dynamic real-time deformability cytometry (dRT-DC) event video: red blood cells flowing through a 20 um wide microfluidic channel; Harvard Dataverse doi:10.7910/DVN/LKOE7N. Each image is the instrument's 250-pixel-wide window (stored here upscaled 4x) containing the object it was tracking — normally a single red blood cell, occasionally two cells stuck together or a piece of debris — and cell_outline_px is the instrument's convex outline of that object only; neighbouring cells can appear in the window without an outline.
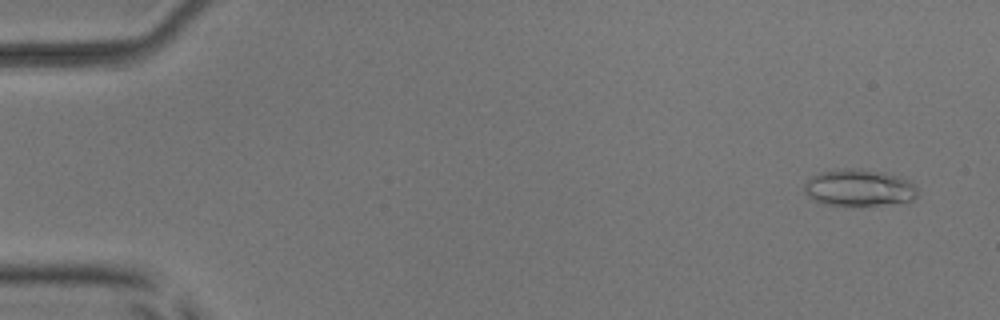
{"species": "common noctule bat (a hibernating species)", "species_latin": "Nyctalus noctula", "temperature_condition": "room temperature", "stored_images_in_passage": 54, "camera_frame_rate_fps": 3000, "um_per_image_px": 0.085, "animal": {"sex": "male", "body_mass_g": 17.9, "forearm_length_mm": 54.2}, "frame": {"image": 1, "passage_image": 3, "time_ms": 0.667, "image_size_px": [1000, 320], "cell_outline_px": [[916, 196], [912, 200], [880, 204], [824, 204], [812, 200], [804, 192], [804, 184], [812, 176], [820, 172], [844, 168], [860, 168], [884, 172], [912, 180], [916, 188]], "centroid_in_image_um": [73.0, 15.92], "position_along_channel_um": 12.0, "area_um2": 24.04}}
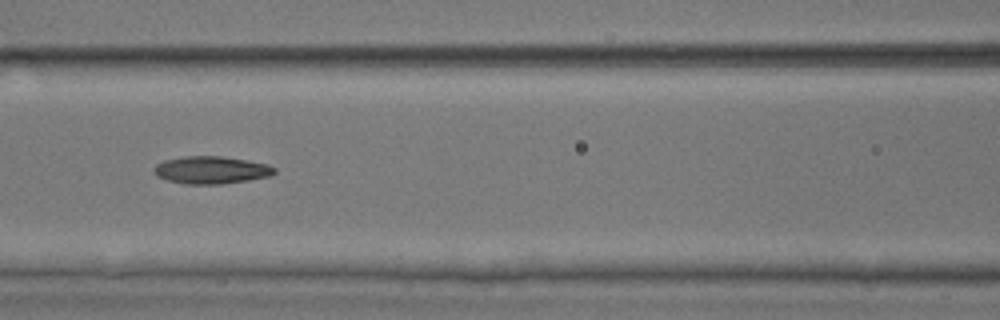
{"frame": {"image": 2, "passage_image": 24, "time_ms": 7.667, "image_size_px": [1000, 320], "cell_outline_px": [[276, 172], [268, 176], [248, 180], [220, 184], [184, 184], [164, 180], [156, 176], [152, 172], [152, 168], [156, 164], [164, 160], [184, 156], [220, 156], [268, 164], [276, 168]], "centroid_in_image_um": [17.88, 14.46], "position_along_channel_um": 148.7, "area_um2": 19.42}}
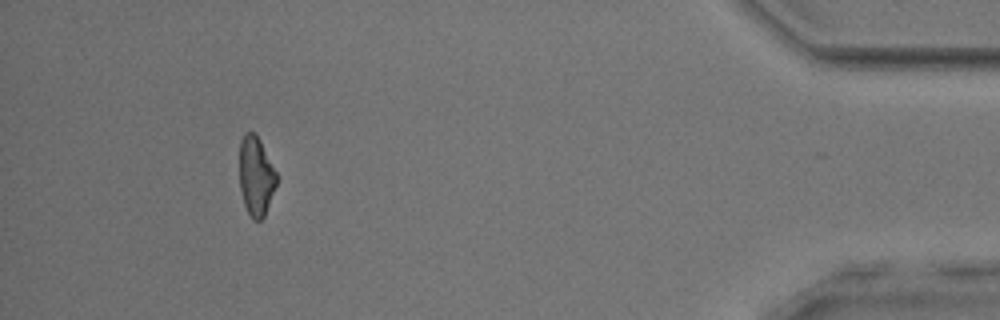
{"frame": {"image": 3, "passage_image": 49, "time_ms": 16.0, "image_size_px": [1000, 320], "cell_outline_px": [[276, 184], [264, 216], [260, 220], [252, 220], [244, 204], [240, 188], [240, 140], [244, 132], [256, 132], [276, 172]], "centroid_in_image_um": [21.74, 14.94], "position_along_channel_um": 413.5, "area_um2": 16.94}, "authors_computed_cell_mechanics": {"area_um2": 18.6694, "velocity_mm_per_s": 3.9094, "shape_relaxation_time_tau1_ms": null, "shape_relaxation_time_tau2_ms": 4.4223, "deformation_change_tau1": null, "deformation_change_tau2": 0.1374}}